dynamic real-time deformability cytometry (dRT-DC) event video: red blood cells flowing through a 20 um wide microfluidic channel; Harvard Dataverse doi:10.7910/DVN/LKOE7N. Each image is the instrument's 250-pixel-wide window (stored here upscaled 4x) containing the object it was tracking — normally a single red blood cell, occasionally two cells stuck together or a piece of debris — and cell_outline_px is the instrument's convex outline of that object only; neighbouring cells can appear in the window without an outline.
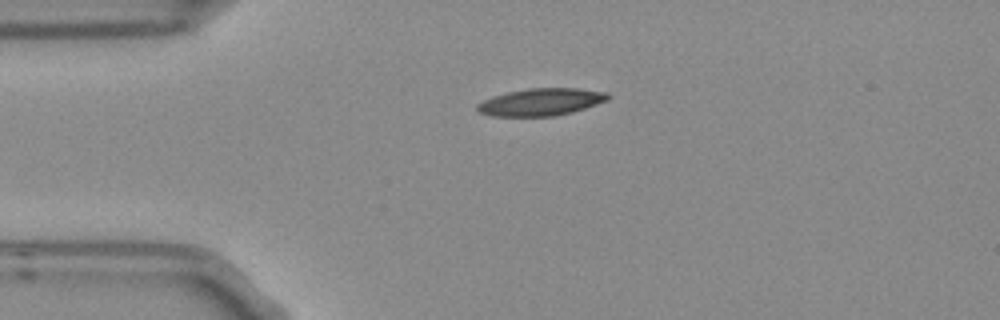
{"species": "Egyptian fruit bat (a non-hibernating species)", "species_latin": "Rousettus aegyptiacus", "temperature_condition": "room temperature", "stored_images_in_passage": 7, "camera_frame_rate_fps": 3000, "um_per_image_px": 0.085, "frame": {"image": 1, "passage_image": 1, "time_ms": 0.0, "image_size_px": [1000, 320], "cell_outline_px": [[608, 100], [572, 112], [552, 116], [492, 116], [480, 112], [476, 108], [476, 104], [492, 96], [508, 92], [528, 88], [576, 88], [608, 92]], "centroid_in_image_um": [45.96, 8.66], "position_along_channel_um": 39.0, "area_um2": 20.63}}
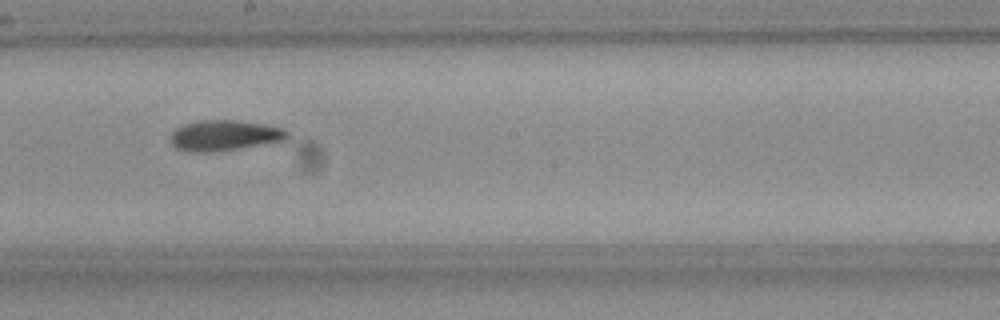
{"frame": {"image": 2, "passage_image": 6, "time_ms": 1.667, "image_size_px": [1000, 320], "cell_outline_px": [[288, 140], [212, 152], [192, 152], [176, 148], [172, 144], [172, 132], [176, 128], [184, 124], [200, 120], [240, 120], [264, 124], [284, 128], [288, 132]], "centroid_in_image_um": [19.11, 11.5], "position_along_channel_um": 229.1, "area_um2": 20.75}}
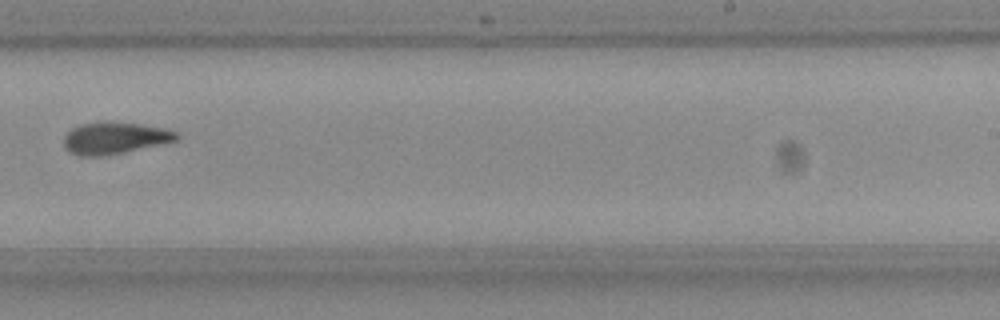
{"frame": {"image": 3, "passage_image": 7, "time_ms": 2.0, "image_size_px": [1000, 320], "cell_outline_px": [[180, 136], [176, 140], [120, 152], [100, 156], [80, 156], [68, 152], [64, 148], [64, 136], [72, 128], [80, 124], [104, 120], [140, 124], [164, 128], [176, 132]], "centroid_in_image_um": [9.67, 11.7], "position_along_channel_um": 279.3, "area_um2": 20.75}}